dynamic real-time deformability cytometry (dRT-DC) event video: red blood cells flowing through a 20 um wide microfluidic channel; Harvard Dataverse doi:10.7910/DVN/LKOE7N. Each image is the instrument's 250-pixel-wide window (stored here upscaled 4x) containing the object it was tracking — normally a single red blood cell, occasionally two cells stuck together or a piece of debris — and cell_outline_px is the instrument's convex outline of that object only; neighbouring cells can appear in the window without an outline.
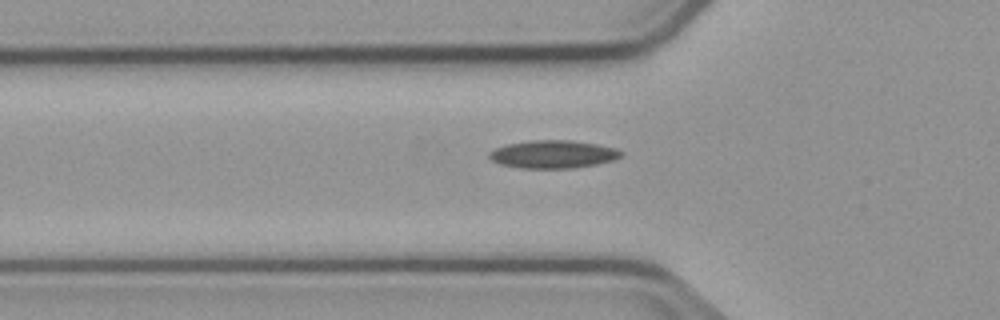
{"species": "common noctule bat (a hibernating species)", "species_latin": "Nyctalus noctula", "temperature_condition": "cold", "stored_images_in_passage": 3, "segment_of_instrument_passage": [2, 2], "camera_frame_rate_fps": 3000, "um_per_image_px": 0.085, "animal": {"sex": "male", "body_mass_g": 23.1, "forearm_length_mm": 52.7}, "frame": {"image": 1, "passage_image": 3, "time_ms": 2.333, "image_size_px": [1000, 320], "cell_outline_px": [[624, 152], [620, 156], [612, 160], [596, 164], [576, 168], [520, 168], [500, 164], [492, 160], [488, 156], [488, 152], [496, 148], [508, 144], [532, 140], [572, 140], [596, 144], [616, 148]], "centroid_in_image_um": [47.01, 13.11], "position_along_channel_um": 78.8, "area_um2": 21.39}}